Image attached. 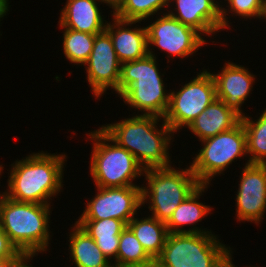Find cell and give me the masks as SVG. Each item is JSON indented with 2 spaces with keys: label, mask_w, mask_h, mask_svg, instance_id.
<instances>
[{
  "label": "cell",
  "mask_w": 266,
  "mask_h": 267,
  "mask_svg": "<svg viewBox=\"0 0 266 267\" xmlns=\"http://www.w3.org/2000/svg\"><path fill=\"white\" fill-rule=\"evenodd\" d=\"M100 128L119 146L129 151L144 170L171 166L168 150L174 131L163 118L136 114Z\"/></svg>",
  "instance_id": "1"
},
{
  "label": "cell",
  "mask_w": 266,
  "mask_h": 267,
  "mask_svg": "<svg viewBox=\"0 0 266 267\" xmlns=\"http://www.w3.org/2000/svg\"><path fill=\"white\" fill-rule=\"evenodd\" d=\"M66 157L41 151L16 160L11 164L8 189L3 193L19 202L50 205L51 197L56 198L64 185Z\"/></svg>",
  "instance_id": "2"
},
{
  "label": "cell",
  "mask_w": 266,
  "mask_h": 267,
  "mask_svg": "<svg viewBox=\"0 0 266 267\" xmlns=\"http://www.w3.org/2000/svg\"><path fill=\"white\" fill-rule=\"evenodd\" d=\"M153 52L149 48L147 56L121 63L118 95L131 108L142 112L138 115L164 118L169 106L170 92L165 89L161 77L164 74L159 72Z\"/></svg>",
  "instance_id": "3"
},
{
  "label": "cell",
  "mask_w": 266,
  "mask_h": 267,
  "mask_svg": "<svg viewBox=\"0 0 266 267\" xmlns=\"http://www.w3.org/2000/svg\"><path fill=\"white\" fill-rule=\"evenodd\" d=\"M50 207L0 195V227L19 252L37 255L49 250Z\"/></svg>",
  "instance_id": "4"
},
{
  "label": "cell",
  "mask_w": 266,
  "mask_h": 267,
  "mask_svg": "<svg viewBox=\"0 0 266 267\" xmlns=\"http://www.w3.org/2000/svg\"><path fill=\"white\" fill-rule=\"evenodd\" d=\"M232 250L212 233H168L154 267H228Z\"/></svg>",
  "instance_id": "5"
},
{
  "label": "cell",
  "mask_w": 266,
  "mask_h": 267,
  "mask_svg": "<svg viewBox=\"0 0 266 267\" xmlns=\"http://www.w3.org/2000/svg\"><path fill=\"white\" fill-rule=\"evenodd\" d=\"M143 176H146L147 186H141L142 205L148 203L151 216L165 223L174 210L201 185L190 166L179 170L172 166L146 169Z\"/></svg>",
  "instance_id": "6"
},
{
  "label": "cell",
  "mask_w": 266,
  "mask_h": 267,
  "mask_svg": "<svg viewBox=\"0 0 266 267\" xmlns=\"http://www.w3.org/2000/svg\"><path fill=\"white\" fill-rule=\"evenodd\" d=\"M93 142L90 175L96 187L138 186L135 178L144 168L125 148L113 141L100 127L87 134Z\"/></svg>",
  "instance_id": "7"
},
{
  "label": "cell",
  "mask_w": 266,
  "mask_h": 267,
  "mask_svg": "<svg viewBox=\"0 0 266 267\" xmlns=\"http://www.w3.org/2000/svg\"><path fill=\"white\" fill-rule=\"evenodd\" d=\"M199 150L190 167L200 184L209 185L213 177L221 175L237 158L247 154L245 128L240 121L229 131L201 140Z\"/></svg>",
  "instance_id": "8"
},
{
  "label": "cell",
  "mask_w": 266,
  "mask_h": 267,
  "mask_svg": "<svg viewBox=\"0 0 266 267\" xmlns=\"http://www.w3.org/2000/svg\"><path fill=\"white\" fill-rule=\"evenodd\" d=\"M216 99L212 73L203 70L177 91H170L169 106L164 121L177 133L187 128Z\"/></svg>",
  "instance_id": "9"
},
{
  "label": "cell",
  "mask_w": 266,
  "mask_h": 267,
  "mask_svg": "<svg viewBox=\"0 0 266 267\" xmlns=\"http://www.w3.org/2000/svg\"><path fill=\"white\" fill-rule=\"evenodd\" d=\"M164 13L146 26L149 48L156 46L161 51L167 52V58L177 56L183 59L192 56L207 44L199 31Z\"/></svg>",
  "instance_id": "10"
},
{
  "label": "cell",
  "mask_w": 266,
  "mask_h": 267,
  "mask_svg": "<svg viewBox=\"0 0 266 267\" xmlns=\"http://www.w3.org/2000/svg\"><path fill=\"white\" fill-rule=\"evenodd\" d=\"M97 194L87 201L78 220H102L114 218L126 225L136 217L142 206L141 187H96Z\"/></svg>",
  "instance_id": "11"
},
{
  "label": "cell",
  "mask_w": 266,
  "mask_h": 267,
  "mask_svg": "<svg viewBox=\"0 0 266 267\" xmlns=\"http://www.w3.org/2000/svg\"><path fill=\"white\" fill-rule=\"evenodd\" d=\"M84 65L87 72L86 79L94 97L101 98L110 88L118 94L121 62L114 50L110 35L105 30L95 35L93 49Z\"/></svg>",
  "instance_id": "12"
},
{
  "label": "cell",
  "mask_w": 266,
  "mask_h": 267,
  "mask_svg": "<svg viewBox=\"0 0 266 267\" xmlns=\"http://www.w3.org/2000/svg\"><path fill=\"white\" fill-rule=\"evenodd\" d=\"M236 194L237 221L261 224L266 209V164L244 165Z\"/></svg>",
  "instance_id": "13"
},
{
  "label": "cell",
  "mask_w": 266,
  "mask_h": 267,
  "mask_svg": "<svg viewBox=\"0 0 266 267\" xmlns=\"http://www.w3.org/2000/svg\"><path fill=\"white\" fill-rule=\"evenodd\" d=\"M221 73L212 76L216 85V98L231 108L240 117H244L241 106L247 100L255 83V75L242 65L224 63Z\"/></svg>",
  "instance_id": "14"
},
{
  "label": "cell",
  "mask_w": 266,
  "mask_h": 267,
  "mask_svg": "<svg viewBox=\"0 0 266 267\" xmlns=\"http://www.w3.org/2000/svg\"><path fill=\"white\" fill-rule=\"evenodd\" d=\"M175 9L167 14L208 37L222 30L221 4L216 0H170Z\"/></svg>",
  "instance_id": "15"
},
{
  "label": "cell",
  "mask_w": 266,
  "mask_h": 267,
  "mask_svg": "<svg viewBox=\"0 0 266 267\" xmlns=\"http://www.w3.org/2000/svg\"><path fill=\"white\" fill-rule=\"evenodd\" d=\"M111 16L113 23L108 22L105 31L110 35L119 61L124 63L147 56L149 54L147 28L145 26L129 28L141 21L123 20L115 15Z\"/></svg>",
  "instance_id": "16"
},
{
  "label": "cell",
  "mask_w": 266,
  "mask_h": 267,
  "mask_svg": "<svg viewBox=\"0 0 266 267\" xmlns=\"http://www.w3.org/2000/svg\"><path fill=\"white\" fill-rule=\"evenodd\" d=\"M97 2L100 3L99 0H67L61 9L59 27L89 34L103 32L108 21L102 17Z\"/></svg>",
  "instance_id": "17"
},
{
  "label": "cell",
  "mask_w": 266,
  "mask_h": 267,
  "mask_svg": "<svg viewBox=\"0 0 266 267\" xmlns=\"http://www.w3.org/2000/svg\"><path fill=\"white\" fill-rule=\"evenodd\" d=\"M241 121V117L218 98L188 126L199 141L229 131Z\"/></svg>",
  "instance_id": "18"
},
{
  "label": "cell",
  "mask_w": 266,
  "mask_h": 267,
  "mask_svg": "<svg viewBox=\"0 0 266 267\" xmlns=\"http://www.w3.org/2000/svg\"><path fill=\"white\" fill-rule=\"evenodd\" d=\"M208 186L201 184L174 210L170 219L165 223L168 233H212L211 230L196 227V223L198 224L212 211V207L199 201V197ZM194 224L195 227L192 228L191 225L194 226ZM184 225H189L191 228L186 230L183 228Z\"/></svg>",
  "instance_id": "19"
},
{
  "label": "cell",
  "mask_w": 266,
  "mask_h": 267,
  "mask_svg": "<svg viewBox=\"0 0 266 267\" xmlns=\"http://www.w3.org/2000/svg\"><path fill=\"white\" fill-rule=\"evenodd\" d=\"M90 237L94 239L103 254L117 267V253L121 232L126 224L114 218L102 220L75 221ZM113 257V260H111Z\"/></svg>",
  "instance_id": "20"
},
{
  "label": "cell",
  "mask_w": 266,
  "mask_h": 267,
  "mask_svg": "<svg viewBox=\"0 0 266 267\" xmlns=\"http://www.w3.org/2000/svg\"><path fill=\"white\" fill-rule=\"evenodd\" d=\"M69 233V251L75 267H113L92 237L77 223Z\"/></svg>",
  "instance_id": "21"
},
{
  "label": "cell",
  "mask_w": 266,
  "mask_h": 267,
  "mask_svg": "<svg viewBox=\"0 0 266 267\" xmlns=\"http://www.w3.org/2000/svg\"><path fill=\"white\" fill-rule=\"evenodd\" d=\"M127 227L134 233L147 254L155 261L161 255L168 235L165 222L149 214L148 217H143L140 220L133 217Z\"/></svg>",
  "instance_id": "22"
},
{
  "label": "cell",
  "mask_w": 266,
  "mask_h": 267,
  "mask_svg": "<svg viewBox=\"0 0 266 267\" xmlns=\"http://www.w3.org/2000/svg\"><path fill=\"white\" fill-rule=\"evenodd\" d=\"M241 117L245 128L247 154L250 164H266V108L255 121Z\"/></svg>",
  "instance_id": "23"
},
{
  "label": "cell",
  "mask_w": 266,
  "mask_h": 267,
  "mask_svg": "<svg viewBox=\"0 0 266 267\" xmlns=\"http://www.w3.org/2000/svg\"><path fill=\"white\" fill-rule=\"evenodd\" d=\"M155 261L147 254L134 233L126 226L121 232L117 267H154Z\"/></svg>",
  "instance_id": "24"
},
{
  "label": "cell",
  "mask_w": 266,
  "mask_h": 267,
  "mask_svg": "<svg viewBox=\"0 0 266 267\" xmlns=\"http://www.w3.org/2000/svg\"><path fill=\"white\" fill-rule=\"evenodd\" d=\"M63 51L67 60L84 65L91 54L96 34L63 28Z\"/></svg>",
  "instance_id": "25"
},
{
  "label": "cell",
  "mask_w": 266,
  "mask_h": 267,
  "mask_svg": "<svg viewBox=\"0 0 266 267\" xmlns=\"http://www.w3.org/2000/svg\"><path fill=\"white\" fill-rule=\"evenodd\" d=\"M170 0H125L121 9L115 14L123 20L141 21L148 20L158 11L168 8ZM163 8V9H162Z\"/></svg>",
  "instance_id": "26"
},
{
  "label": "cell",
  "mask_w": 266,
  "mask_h": 267,
  "mask_svg": "<svg viewBox=\"0 0 266 267\" xmlns=\"http://www.w3.org/2000/svg\"><path fill=\"white\" fill-rule=\"evenodd\" d=\"M227 1L226 8L221 5V24L222 30L230 28L228 19V12L233 15L241 16L244 19L247 18H259L262 14L263 0H224ZM228 10V11H227ZM234 12V13H233ZM227 15V16H226Z\"/></svg>",
  "instance_id": "27"
},
{
  "label": "cell",
  "mask_w": 266,
  "mask_h": 267,
  "mask_svg": "<svg viewBox=\"0 0 266 267\" xmlns=\"http://www.w3.org/2000/svg\"><path fill=\"white\" fill-rule=\"evenodd\" d=\"M25 254L19 252L10 242L7 234L0 227V258L5 257H23Z\"/></svg>",
  "instance_id": "28"
},
{
  "label": "cell",
  "mask_w": 266,
  "mask_h": 267,
  "mask_svg": "<svg viewBox=\"0 0 266 267\" xmlns=\"http://www.w3.org/2000/svg\"><path fill=\"white\" fill-rule=\"evenodd\" d=\"M101 4L105 3L113 9L112 15H115L123 6L125 0H99ZM103 2V3H102Z\"/></svg>",
  "instance_id": "29"
},
{
  "label": "cell",
  "mask_w": 266,
  "mask_h": 267,
  "mask_svg": "<svg viewBox=\"0 0 266 267\" xmlns=\"http://www.w3.org/2000/svg\"><path fill=\"white\" fill-rule=\"evenodd\" d=\"M21 258L22 257H5V258H0V267H15L16 263Z\"/></svg>",
  "instance_id": "30"
},
{
  "label": "cell",
  "mask_w": 266,
  "mask_h": 267,
  "mask_svg": "<svg viewBox=\"0 0 266 267\" xmlns=\"http://www.w3.org/2000/svg\"><path fill=\"white\" fill-rule=\"evenodd\" d=\"M36 255H24L15 265V267H33L31 266L32 264H30L29 262L33 259V257ZM31 259V260H30ZM29 264H28V263Z\"/></svg>",
  "instance_id": "31"
},
{
  "label": "cell",
  "mask_w": 266,
  "mask_h": 267,
  "mask_svg": "<svg viewBox=\"0 0 266 267\" xmlns=\"http://www.w3.org/2000/svg\"><path fill=\"white\" fill-rule=\"evenodd\" d=\"M8 1L9 0H0V21H1V18L6 16V13H8L9 11L10 3Z\"/></svg>",
  "instance_id": "32"
},
{
  "label": "cell",
  "mask_w": 266,
  "mask_h": 267,
  "mask_svg": "<svg viewBox=\"0 0 266 267\" xmlns=\"http://www.w3.org/2000/svg\"><path fill=\"white\" fill-rule=\"evenodd\" d=\"M260 19L261 20L266 19V0H263V9Z\"/></svg>",
  "instance_id": "33"
},
{
  "label": "cell",
  "mask_w": 266,
  "mask_h": 267,
  "mask_svg": "<svg viewBox=\"0 0 266 267\" xmlns=\"http://www.w3.org/2000/svg\"><path fill=\"white\" fill-rule=\"evenodd\" d=\"M228 267H237V266H235L234 264H233V261L229 264V266ZM250 267V266H249ZM254 267V266H253Z\"/></svg>",
  "instance_id": "34"
},
{
  "label": "cell",
  "mask_w": 266,
  "mask_h": 267,
  "mask_svg": "<svg viewBox=\"0 0 266 267\" xmlns=\"http://www.w3.org/2000/svg\"><path fill=\"white\" fill-rule=\"evenodd\" d=\"M3 167H4V166H2V165L0 164V175H1L2 171H3ZM0 195H1V194H0Z\"/></svg>",
  "instance_id": "35"
}]
</instances>
